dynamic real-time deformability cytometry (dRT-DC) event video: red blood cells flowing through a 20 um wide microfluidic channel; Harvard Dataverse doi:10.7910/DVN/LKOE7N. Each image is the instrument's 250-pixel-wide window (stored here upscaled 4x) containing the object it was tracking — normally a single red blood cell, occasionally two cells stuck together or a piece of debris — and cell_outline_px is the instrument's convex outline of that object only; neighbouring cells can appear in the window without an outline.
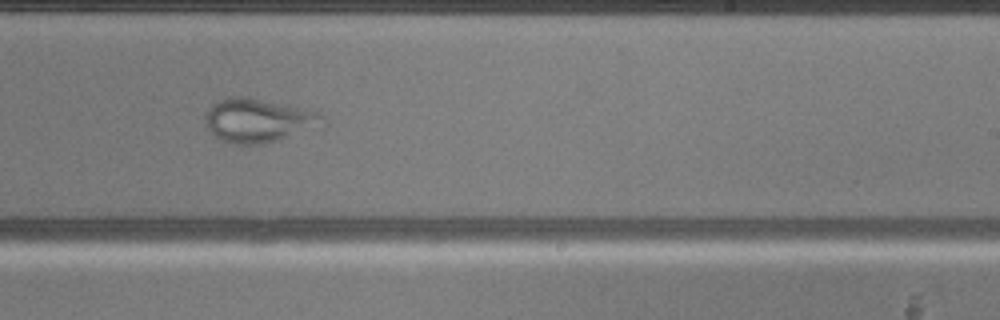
{"species": "common noctule bat (a hibernating species)", "species_latin": "Nyctalus noctula", "temperature_condition": "warm", "stored_images_in_passage": 37, "camera_frame_rate_fps": 3000, "um_per_image_px": 0.085, "animal": {"sex": "male", "body_mass_g": 20.5, "forearm_length_mm": 52.5}, "frame": {"image": 1, "passage_image": 18, "time_ms": 5.667, "image_size_px": [1000, 320], "cell_outline_px": [[324, 128], [260, 144], [232, 144], [220, 140], [208, 128], [204, 116], [208, 108], [216, 100], [228, 96], [248, 96], [288, 104], [320, 112], [324, 116]], "centroid_in_image_um": [22.01, 10.21], "position_along_channel_um": 267.0, "area_um2": 30.69}}
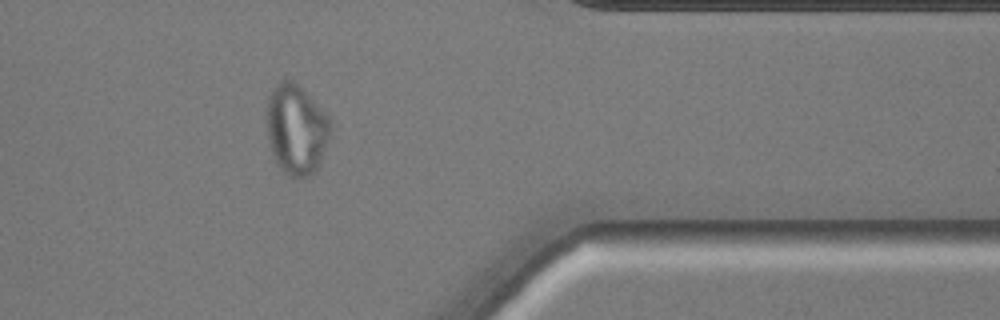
{"frame": {"image": 2, "passage_image": 28, "time_ms": 9.0, "image_size_px": [1000, 320], "cell_outline_px": [[332, 124], [320, 164], [316, 172], [300, 180], [296, 180], [288, 176], [276, 164], [268, 144], [264, 120], [268, 96], [272, 88], [280, 80], [296, 80], [328, 116]], "centroid_in_image_um": [25.13, 11.01], "position_along_channel_um": 386.3, "area_um2": 34.62}}
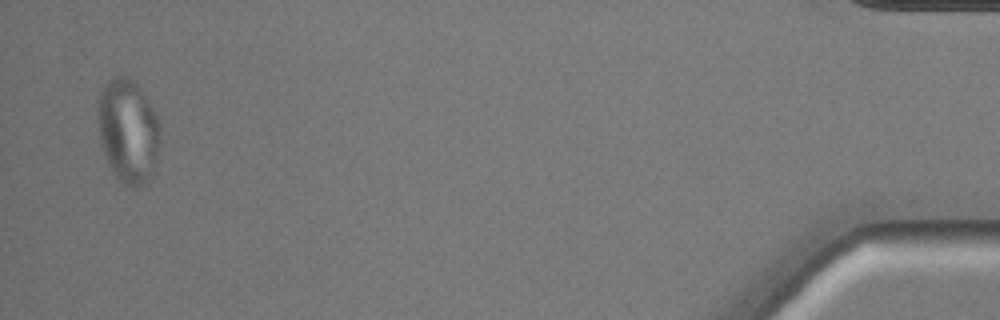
{"frame": {"image": 3, "passage_image": 36, "time_ms": 11.667, "image_size_px": [1000, 320], "cell_outline_px": [[160, 124], [156, 156], [152, 180], [144, 184], [132, 188], [124, 184], [116, 176], [104, 152], [100, 140], [96, 116], [100, 92], [104, 84], [112, 76], [128, 76], [140, 88], [156, 112], [160, 120]], "centroid_in_image_um": [10.88, 11.1], "position_along_channel_um": 424.3, "area_um2": 37.86}}